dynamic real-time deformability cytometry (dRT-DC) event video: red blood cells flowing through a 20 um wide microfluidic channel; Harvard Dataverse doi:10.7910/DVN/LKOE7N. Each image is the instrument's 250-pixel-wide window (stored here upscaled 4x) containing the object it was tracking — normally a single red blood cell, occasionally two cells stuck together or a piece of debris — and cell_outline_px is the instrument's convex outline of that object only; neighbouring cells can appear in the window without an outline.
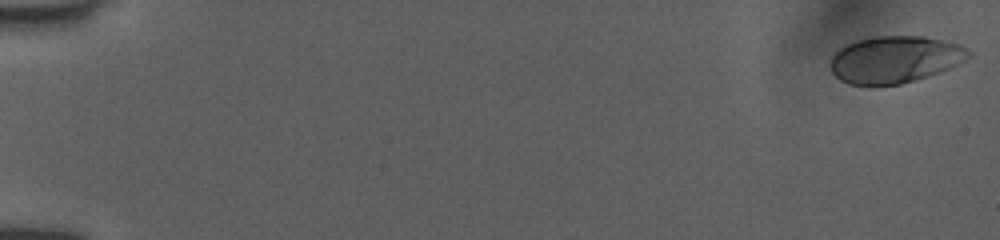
{"species": "human", "species_latin": "Homo sapiens", "temperature_condition": "room temperature", "stored_images_in_passage": 52, "camera_frame_rate_fps": 3000, "um_per_image_px": 0.085, "donor": {"sex": "female"}, "frame": {"image": 1, "passage_image": 1, "time_ms": 0.0, "image_size_px": [1000, 240], "cell_outline_px": [[972, 56], [940, 72], [928, 76], [900, 84], [872, 88], [868, 88], [848, 84], [840, 80], [832, 72], [832, 56], [840, 48], [856, 40], [876, 36], [924, 36], [944, 40], [960, 44], [972, 52]], "centroid_in_image_um": [76.06, 5.08], "position_along_channel_um": 8.9, "area_um2": 38.32}}
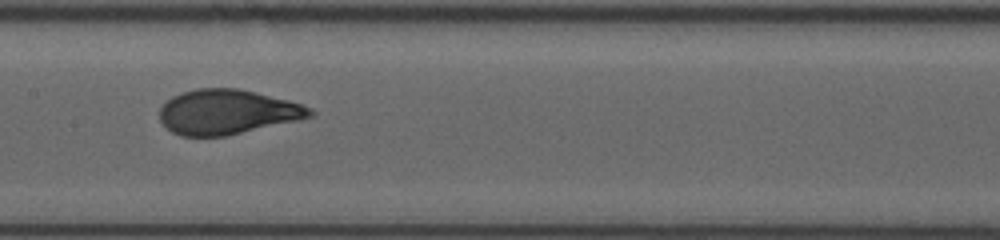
{"frame": {"image": 2, "passage_image": 28, "time_ms": 9.0, "image_size_px": [1000, 240], "cell_outline_px": [[316, 112], [312, 116], [300, 120], [224, 136], [180, 136], [172, 132], [160, 120], [160, 108], [172, 96], [180, 92], [196, 88], [236, 88], [256, 92], [288, 100], [312, 108]], "centroid_in_image_um": [19.33, 9.51], "position_along_channel_um": 188.1, "area_um2": 39.19}}
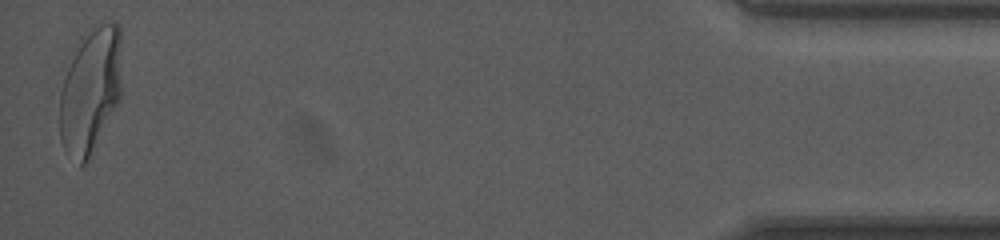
{"frame": {"image": 3, "passage_image": 52, "time_ms": 17.0, "image_size_px": [1000, 240], "cell_outline_px": [[120, 100], [88, 160], [80, 168], [60, 140], [60, 92], [68, 68], [80, 36], [84, 32], [100, 20], [116, 24], [120, 28]], "centroid_in_image_um": [7.69, 7.65], "position_along_channel_um": 427.5, "area_um2": 45.37}, "authors_computed_cell_mechanics": {"area_um2": 39.2751, "velocity_mm_per_s": 3.9803, "shape_relaxation_time_tau1_ms": 4.9606, "shape_relaxation_time_tau2_ms": null, "deformation_change_tau1": 0.2139, "deformation_change_tau2": null}}